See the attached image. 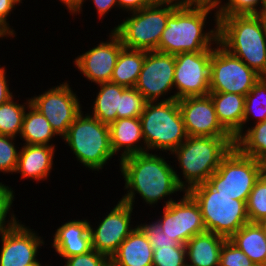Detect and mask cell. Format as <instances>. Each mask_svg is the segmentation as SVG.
Segmentation results:
<instances>
[{
	"mask_svg": "<svg viewBox=\"0 0 266 266\" xmlns=\"http://www.w3.org/2000/svg\"><path fill=\"white\" fill-rule=\"evenodd\" d=\"M212 14L215 24L206 29ZM218 34L217 6L189 3L177 7L168 17L157 51L171 55L202 52L218 43Z\"/></svg>",
	"mask_w": 266,
	"mask_h": 266,
	"instance_id": "cell-2",
	"label": "cell"
},
{
	"mask_svg": "<svg viewBox=\"0 0 266 266\" xmlns=\"http://www.w3.org/2000/svg\"><path fill=\"white\" fill-rule=\"evenodd\" d=\"M234 145V137L188 136L170 154L173 156L171 158L175 159V168L178 164V168L181 169L180 172L174 169L178 184L184 191H188L198 184L205 183Z\"/></svg>",
	"mask_w": 266,
	"mask_h": 266,
	"instance_id": "cell-4",
	"label": "cell"
},
{
	"mask_svg": "<svg viewBox=\"0 0 266 266\" xmlns=\"http://www.w3.org/2000/svg\"><path fill=\"white\" fill-rule=\"evenodd\" d=\"M12 97L6 103L0 105V135L16 137L20 135L26 109L31 103L30 98L22 104Z\"/></svg>",
	"mask_w": 266,
	"mask_h": 266,
	"instance_id": "cell-31",
	"label": "cell"
},
{
	"mask_svg": "<svg viewBox=\"0 0 266 266\" xmlns=\"http://www.w3.org/2000/svg\"><path fill=\"white\" fill-rule=\"evenodd\" d=\"M64 262L62 266H110V258L94 249L85 254L68 257Z\"/></svg>",
	"mask_w": 266,
	"mask_h": 266,
	"instance_id": "cell-40",
	"label": "cell"
},
{
	"mask_svg": "<svg viewBox=\"0 0 266 266\" xmlns=\"http://www.w3.org/2000/svg\"><path fill=\"white\" fill-rule=\"evenodd\" d=\"M4 38L8 39L12 37L0 26V39L4 40Z\"/></svg>",
	"mask_w": 266,
	"mask_h": 266,
	"instance_id": "cell-48",
	"label": "cell"
},
{
	"mask_svg": "<svg viewBox=\"0 0 266 266\" xmlns=\"http://www.w3.org/2000/svg\"><path fill=\"white\" fill-rule=\"evenodd\" d=\"M7 75V70L5 65L1 67L0 65V105L9 101L12 97L16 96L13 95V91L10 86V80Z\"/></svg>",
	"mask_w": 266,
	"mask_h": 266,
	"instance_id": "cell-43",
	"label": "cell"
},
{
	"mask_svg": "<svg viewBox=\"0 0 266 266\" xmlns=\"http://www.w3.org/2000/svg\"><path fill=\"white\" fill-rule=\"evenodd\" d=\"M249 257L227 239L220 251L219 266H252Z\"/></svg>",
	"mask_w": 266,
	"mask_h": 266,
	"instance_id": "cell-39",
	"label": "cell"
},
{
	"mask_svg": "<svg viewBox=\"0 0 266 266\" xmlns=\"http://www.w3.org/2000/svg\"><path fill=\"white\" fill-rule=\"evenodd\" d=\"M118 9L130 13L141 10L150 4L146 0H117Z\"/></svg>",
	"mask_w": 266,
	"mask_h": 266,
	"instance_id": "cell-44",
	"label": "cell"
},
{
	"mask_svg": "<svg viewBox=\"0 0 266 266\" xmlns=\"http://www.w3.org/2000/svg\"><path fill=\"white\" fill-rule=\"evenodd\" d=\"M145 50L123 47L118 55L111 81L124 87H135L145 60Z\"/></svg>",
	"mask_w": 266,
	"mask_h": 266,
	"instance_id": "cell-28",
	"label": "cell"
},
{
	"mask_svg": "<svg viewBox=\"0 0 266 266\" xmlns=\"http://www.w3.org/2000/svg\"><path fill=\"white\" fill-rule=\"evenodd\" d=\"M150 5H170L180 7L189 4L187 0H146Z\"/></svg>",
	"mask_w": 266,
	"mask_h": 266,
	"instance_id": "cell-45",
	"label": "cell"
},
{
	"mask_svg": "<svg viewBox=\"0 0 266 266\" xmlns=\"http://www.w3.org/2000/svg\"><path fill=\"white\" fill-rule=\"evenodd\" d=\"M229 240L253 263H266V235L258 223L244 224Z\"/></svg>",
	"mask_w": 266,
	"mask_h": 266,
	"instance_id": "cell-27",
	"label": "cell"
},
{
	"mask_svg": "<svg viewBox=\"0 0 266 266\" xmlns=\"http://www.w3.org/2000/svg\"><path fill=\"white\" fill-rule=\"evenodd\" d=\"M176 8L170 5L147 6L128 13L112 30L119 36L125 48L157 50L167 19Z\"/></svg>",
	"mask_w": 266,
	"mask_h": 266,
	"instance_id": "cell-8",
	"label": "cell"
},
{
	"mask_svg": "<svg viewBox=\"0 0 266 266\" xmlns=\"http://www.w3.org/2000/svg\"><path fill=\"white\" fill-rule=\"evenodd\" d=\"M134 209L119 199L111 211L109 209V212L104 213L105 217H98L100 220L96 221V226L89 221L92 249L111 258L120 244L137 227V224L132 225Z\"/></svg>",
	"mask_w": 266,
	"mask_h": 266,
	"instance_id": "cell-13",
	"label": "cell"
},
{
	"mask_svg": "<svg viewBox=\"0 0 266 266\" xmlns=\"http://www.w3.org/2000/svg\"><path fill=\"white\" fill-rule=\"evenodd\" d=\"M8 135H0V175H13L19 159L18 139Z\"/></svg>",
	"mask_w": 266,
	"mask_h": 266,
	"instance_id": "cell-34",
	"label": "cell"
},
{
	"mask_svg": "<svg viewBox=\"0 0 266 266\" xmlns=\"http://www.w3.org/2000/svg\"><path fill=\"white\" fill-rule=\"evenodd\" d=\"M88 1V0H83L81 6L72 14V16L75 15H80L83 12V6L84 3ZM92 1L91 3H93L92 5H94V10H96V14L98 15L99 20L104 19V17H106L109 12H111L113 9L118 10V5H117V0H89ZM112 9V10H111Z\"/></svg>",
	"mask_w": 266,
	"mask_h": 266,
	"instance_id": "cell-42",
	"label": "cell"
},
{
	"mask_svg": "<svg viewBox=\"0 0 266 266\" xmlns=\"http://www.w3.org/2000/svg\"><path fill=\"white\" fill-rule=\"evenodd\" d=\"M139 118L145 152L170 156L188 138L178 100L147 102Z\"/></svg>",
	"mask_w": 266,
	"mask_h": 266,
	"instance_id": "cell-6",
	"label": "cell"
},
{
	"mask_svg": "<svg viewBox=\"0 0 266 266\" xmlns=\"http://www.w3.org/2000/svg\"><path fill=\"white\" fill-rule=\"evenodd\" d=\"M199 205L206 231L229 239L250 222L246 202L219 194L207 182L187 191Z\"/></svg>",
	"mask_w": 266,
	"mask_h": 266,
	"instance_id": "cell-7",
	"label": "cell"
},
{
	"mask_svg": "<svg viewBox=\"0 0 266 266\" xmlns=\"http://www.w3.org/2000/svg\"><path fill=\"white\" fill-rule=\"evenodd\" d=\"M246 210L252 223L266 218V170L255 182L246 202Z\"/></svg>",
	"mask_w": 266,
	"mask_h": 266,
	"instance_id": "cell-32",
	"label": "cell"
},
{
	"mask_svg": "<svg viewBox=\"0 0 266 266\" xmlns=\"http://www.w3.org/2000/svg\"><path fill=\"white\" fill-rule=\"evenodd\" d=\"M252 266H266V263H254Z\"/></svg>",
	"mask_w": 266,
	"mask_h": 266,
	"instance_id": "cell-52",
	"label": "cell"
},
{
	"mask_svg": "<svg viewBox=\"0 0 266 266\" xmlns=\"http://www.w3.org/2000/svg\"><path fill=\"white\" fill-rule=\"evenodd\" d=\"M260 78L259 74L230 54L219 42L214 46L210 61V92L246 96Z\"/></svg>",
	"mask_w": 266,
	"mask_h": 266,
	"instance_id": "cell-10",
	"label": "cell"
},
{
	"mask_svg": "<svg viewBox=\"0 0 266 266\" xmlns=\"http://www.w3.org/2000/svg\"><path fill=\"white\" fill-rule=\"evenodd\" d=\"M222 2L217 6L218 15H246L260 14L265 0H222Z\"/></svg>",
	"mask_w": 266,
	"mask_h": 266,
	"instance_id": "cell-37",
	"label": "cell"
},
{
	"mask_svg": "<svg viewBox=\"0 0 266 266\" xmlns=\"http://www.w3.org/2000/svg\"><path fill=\"white\" fill-rule=\"evenodd\" d=\"M265 170L264 164L234 146L206 182L219 194L247 202L255 182Z\"/></svg>",
	"mask_w": 266,
	"mask_h": 266,
	"instance_id": "cell-9",
	"label": "cell"
},
{
	"mask_svg": "<svg viewBox=\"0 0 266 266\" xmlns=\"http://www.w3.org/2000/svg\"><path fill=\"white\" fill-rule=\"evenodd\" d=\"M257 223L259 224V226L262 228L264 234L266 235V218L260 220Z\"/></svg>",
	"mask_w": 266,
	"mask_h": 266,
	"instance_id": "cell-49",
	"label": "cell"
},
{
	"mask_svg": "<svg viewBox=\"0 0 266 266\" xmlns=\"http://www.w3.org/2000/svg\"><path fill=\"white\" fill-rule=\"evenodd\" d=\"M188 136L233 137L219 122L209 95L178 100Z\"/></svg>",
	"mask_w": 266,
	"mask_h": 266,
	"instance_id": "cell-18",
	"label": "cell"
},
{
	"mask_svg": "<svg viewBox=\"0 0 266 266\" xmlns=\"http://www.w3.org/2000/svg\"><path fill=\"white\" fill-rule=\"evenodd\" d=\"M51 248L54 249L56 256L66 259L68 257L85 254L92 250L91 235L89 231V219H72L62 222L54 234Z\"/></svg>",
	"mask_w": 266,
	"mask_h": 266,
	"instance_id": "cell-19",
	"label": "cell"
},
{
	"mask_svg": "<svg viewBox=\"0 0 266 266\" xmlns=\"http://www.w3.org/2000/svg\"><path fill=\"white\" fill-rule=\"evenodd\" d=\"M111 147L118 162L128 156L145 152L140 118L117 119L109 125ZM121 152V153H120Z\"/></svg>",
	"mask_w": 266,
	"mask_h": 266,
	"instance_id": "cell-21",
	"label": "cell"
},
{
	"mask_svg": "<svg viewBox=\"0 0 266 266\" xmlns=\"http://www.w3.org/2000/svg\"><path fill=\"white\" fill-rule=\"evenodd\" d=\"M98 91L95 99H92V105L89 107V114L104 124L110 125L117 120V112H120V96L126 88L124 86L105 82L97 84ZM94 100V101H93Z\"/></svg>",
	"mask_w": 266,
	"mask_h": 266,
	"instance_id": "cell-25",
	"label": "cell"
},
{
	"mask_svg": "<svg viewBox=\"0 0 266 266\" xmlns=\"http://www.w3.org/2000/svg\"><path fill=\"white\" fill-rule=\"evenodd\" d=\"M43 263H42V261L40 262V261H37V262H35V263H33V264H31V265H28V266H51L50 264H44V265H42Z\"/></svg>",
	"mask_w": 266,
	"mask_h": 266,
	"instance_id": "cell-51",
	"label": "cell"
},
{
	"mask_svg": "<svg viewBox=\"0 0 266 266\" xmlns=\"http://www.w3.org/2000/svg\"><path fill=\"white\" fill-rule=\"evenodd\" d=\"M218 42L266 77V23L259 14L218 15Z\"/></svg>",
	"mask_w": 266,
	"mask_h": 266,
	"instance_id": "cell-3",
	"label": "cell"
},
{
	"mask_svg": "<svg viewBox=\"0 0 266 266\" xmlns=\"http://www.w3.org/2000/svg\"><path fill=\"white\" fill-rule=\"evenodd\" d=\"M214 47L202 52H184L175 55V100L206 96L210 92V61Z\"/></svg>",
	"mask_w": 266,
	"mask_h": 266,
	"instance_id": "cell-14",
	"label": "cell"
},
{
	"mask_svg": "<svg viewBox=\"0 0 266 266\" xmlns=\"http://www.w3.org/2000/svg\"><path fill=\"white\" fill-rule=\"evenodd\" d=\"M179 197L162 207V216L155 219L167 236L178 244L185 245L193 236L205 232L206 228L199 205L194 198L187 191Z\"/></svg>",
	"mask_w": 266,
	"mask_h": 266,
	"instance_id": "cell-15",
	"label": "cell"
},
{
	"mask_svg": "<svg viewBox=\"0 0 266 266\" xmlns=\"http://www.w3.org/2000/svg\"><path fill=\"white\" fill-rule=\"evenodd\" d=\"M242 154L253 157L266 166V120L252 124L234 145Z\"/></svg>",
	"mask_w": 266,
	"mask_h": 266,
	"instance_id": "cell-29",
	"label": "cell"
},
{
	"mask_svg": "<svg viewBox=\"0 0 266 266\" xmlns=\"http://www.w3.org/2000/svg\"><path fill=\"white\" fill-rule=\"evenodd\" d=\"M165 155L166 153L144 152L122 159L118 172L123 176V190L126 193L124 191L120 200L134 208L138 194L145 206L155 208L161 200L164 203L162 207H165L176 200L172 197L178 195L177 192L183 194L185 191L177 182L174 164L166 160L169 158Z\"/></svg>",
	"mask_w": 266,
	"mask_h": 266,
	"instance_id": "cell-1",
	"label": "cell"
},
{
	"mask_svg": "<svg viewBox=\"0 0 266 266\" xmlns=\"http://www.w3.org/2000/svg\"><path fill=\"white\" fill-rule=\"evenodd\" d=\"M109 31L106 41L100 39V43L82 52L73 61L82 77L95 85L111 81L118 55L124 47L119 36L112 29Z\"/></svg>",
	"mask_w": 266,
	"mask_h": 266,
	"instance_id": "cell-17",
	"label": "cell"
},
{
	"mask_svg": "<svg viewBox=\"0 0 266 266\" xmlns=\"http://www.w3.org/2000/svg\"><path fill=\"white\" fill-rule=\"evenodd\" d=\"M61 140L70 148L77 162L92 170V173L102 172L104 166L115 156L111 147L109 125L83 110L76 116Z\"/></svg>",
	"mask_w": 266,
	"mask_h": 266,
	"instance_id": "cell-5",
	"label": "cell"
},
{
	"mask_svg": "<svg viewBox=\"0 0 266 266\" xmlns=\"http://www.w3.org/2000/svg\"><path fill=\"white\" fill-rule=\"evenodd\" d=\"M226 240L210 231L193 236L185 244L187 266H219L220 251Z\"/></svg>",
	"mask_w": 266,
	"mask_h": 266,
	"instance_id": "cell-23",
	"label": "cell"
},
{
	"mask_svg": "<svg viewBox=\"0 0 266 266\" xmlns=\"http://www.w3.org/2000/svg\"><path fill=\"white\" fill-rule=\"evenodd\" d=\"M221 125L236 140L242 134L245 96L235 93L209 92Z\"/></svg>",
	"mask_w": 266,
	"mask_h": 266,
	"instance_id": "cell-24",
	"label": "cell"
},
{
	"mask_svg": "<svg viewBox=\"0 0 266 266\" xmlns=\"http://www.w3.org/2000/svg\"><path fill=\"white\" fill-rule=\"evenodd\" d=\"M174 70L175 55L157 50L146 51L135 88L147 102L173 100L175 99Z\"/></svg>",
	"mask_w": 266,
	"mask_h": 266,
	"instance_id": "cell-12",
	"label": "cell"
},
{
	"mask_svg": "<svg viewBox=\"0 0 266 266\" xmlns=\"http://www.w3.org/2000/svg\"><path fill=\"white\" fill-rule=\"evenodd\" d=\"M147 101L135 87H126L120 96V112L117 119L139 118Z\"/></svg>",
	"mask_w": 266,
	"mask_h": 266,
	"instance_id": "cell-33",
	"label": "cell"
},
{
	"mask_svg": "<svg viewBox=\"0 0 266 266\" xmlns=\"http://www.w3.org/2000/svg\"><path fill=\"white\" fill-rule=\"evenodd\" d=\"M19 152V159L14 174H20V180H32L42 183L50 179L53 170L57 148L48 145H27L22 144ZM49 177V179H48ZM42 181V182H40Z\"/></svg>",
	"mask_w": 266,
	"mask_h": 266,
	"instance_id": "cell-20",
	"label": "cell"
},
{
	"mask_svg": "<svg viewBox=\"0 0 266 266\" xmlns=\"http://www.w3.org/2000/svg\"><path fill=\"white\" fill-rule=\"evenodd\" d=\"M56 136V137H55ZM58 135L48 120L31 103L28 105L19 138L27 145H48L57 147L52 141Z\"/></svg>",
	"mask_w": 266,
	"mask_h": 266,
	"instance_id": "cell-26",
	"label": "cell"
},
{
	"mask_svg": "<svg viewBox=\"0 0 266 266\" xmlns=\"http://www.w3.org/2000/svg\"><path fill=\"white\" fill-rule=\"evenodd\" d=\"M137 222V226L143 231L146 235L148 241L152 245L153 249H156L158 246H178L179 244L169 236H167L159 224V222L155 219L154 222Z\"/></svg>",
	"mask_w": 266,
	"mask_h": 266,
	"instance_id": "cell-38",
	"label": "cell"
},
{
	"mask_svg": "<svg viewBox=\"0 0 266 266\" xmlns=\"http://www.w3.org/2000/svg\"><path fill=\"white\" fill-rule=\"evenodd\" d=\"M153 266H187L186 245L158 246L153 249Z\"/></svg>",
	"mask_w": 266,
	"mask_h": 266,
	"instance_id": "cell-36",
	"label": "cell"
},
{
	"mask_svg": "<svg viewBox=\"0 0 266 266\" xmlns=\"http://www.w3.org/2000/svg\"><path fill=\"white\" fill-rule=\"evenodd\" d=\"M72 15L82 4L83 0H59Z\"/></svg>",
	"mask_w": 266,
	"mask_h": 266,
	"instance_id": "cell-46",
	"label": "cell"
},
{
	"mask_svg": "<svg viewBox=\"0 0 266 266\" xmlns=\"http://www.w3.org/2000/svg\"><path fill=\"white\" fill-rule=\"evenodd\" d=\"M0 237V266H28L41 260L38 255L45 238L21 220Z\"/></svg>",
	"mask_w": 266,
	"mask_h": 266,
	"instance_id": "cell-16",
	"label": "cell"
},
{
	"mask_svg": "<svg viewBox=\"0 0 266 266\" xmlns=\"http://www.w3.org/2000/svg\"><path fill=\"white\" fill-rule=\"evenodd\" d=\"M261 16V18L266 21V0L264 2V6H263V9L261 11V13L259 14Z\"/></svg>",
	"mask_w": 266,
	"mask_h": 266,
	"instance_id": "cell-50",
	"label": "cell"
},
{
	"mask_svg": "<svg viewBox=\"0 0 266 266\" xmlns=\"http://www.w3.org/2000/svg\"><path fill=\"white\" fill-rule=\"evenodd\" d=\"M110 266H153V247L138 226L112 255Z\"/></svg>",
	"mask_w": 266,
	"mask_h": 266,
	"instance_id": "cell-22",
	"label": "cell"
},
{
	"mask_svg": "<svg viewBox=\"0 0 266 266\" xmlns=\"http://www.w3.org/2000/svg\"><path fill=\"white\" fill-rule=\"evenodd\" d=\"M188 3H196V4H211L214 6H218L222 0H187Z\"/></svg>",
	"mask_w": 266,
	"mask_h": 266,
	"instance_id": "cell-47",
	"label": "cell"
},
{
	"mask_svg": "<svg viewBox=\"0 0 266 266\" xmlns=\"http://www.w3.org/2000/svg\"><path fill=\"white\" fill-rule=\"evenodd\" d=\"M69 80L52 86L42 94L31 96V104L48 120L55 133L63 138L76 116L83 110L77 91Z\"/></svg>",
	"mask_w": 266,
	"mask_h": 266,
	"instance_id": "cell-11",
	"label": "cell"
},
{
	"mask_svg": "<svg viewBox=\"0 0 266 266\" xmlns=\"http://www.w3.org/2000/svg\"><path fill=\"white\" fill-rule=\"evenodd\" d=\"M24 0H0V26L12 37H16V31L9 24L11 14Z\"/></svg>",
	"mask_w": 266,
	"mask_h": 266,
	"instance_id": "cell-41",
	"label": "cell"
},
{
	"mask_svg": "<svg viewBox=\"0 0 266 266\" xmlns=\"http://www.w3.org/2000/svg\"><path fill=\"white\" fill-rule=\"evenodd\" d=\"M14 191L10 185L0 182V233L11 229L20 221L12 209L16 196Z\"/></svg>",
	"mask_w": 266,
	"mask_h": 266,
	"instance_id": "cell-35",
	"label": "cell"
},
{
	"mask_svg": "<svg viewBox=\"0 0 266 266\" xmlns=\"http://www.w3.org/2000/svg\"><path fill=\"white\" fill-rule=\"evenodd\" d=\"M250 119H252L251 122ZM266 120V77H261L245 96L242 133L251 124ZM250 122V123H249Z\"/></svg>",
	"mask_w": 266,
	"mask_h": 266,
	"instance_id": "cell-30",
	"label": "cell"
}]
</instances>
